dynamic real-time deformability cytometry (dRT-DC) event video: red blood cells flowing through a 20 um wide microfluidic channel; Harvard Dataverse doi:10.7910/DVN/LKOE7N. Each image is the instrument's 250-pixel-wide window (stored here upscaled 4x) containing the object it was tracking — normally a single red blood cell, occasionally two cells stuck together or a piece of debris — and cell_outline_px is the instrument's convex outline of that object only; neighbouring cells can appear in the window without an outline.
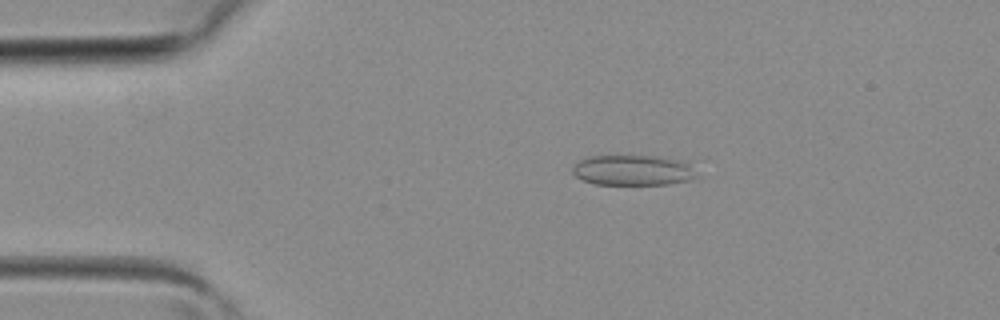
{"species": "common noctule bat (a hibernating species)", "species_latin": "Nyctalus noctula", "temperature_condition": "room temperature", "stored_images_in_passage": 4, "camera_frame_rate_fps": 3000, "um_per_image_px": 0.085, "animal": {"sex": "female", "body_mass_g": 19.3, "forearm_length_mm": 54.1}, "frame": {"image": 1, "passage_image": 2, "time_ms": 0.333, "image_size_px": [1000, 320], "cell_outline_px": [[700, 176], [688, 180], [668, 184], [596, 184], [584, 180], [576, 176], [572, 172], [572, 168], [580, 160], [588, 156], [660, 156], [680, 160], [688, 164]], "centroid_in_image_um": [53.82, 14.46], "position_along_channel_um": 31.2, "area_um2": 21.85}}